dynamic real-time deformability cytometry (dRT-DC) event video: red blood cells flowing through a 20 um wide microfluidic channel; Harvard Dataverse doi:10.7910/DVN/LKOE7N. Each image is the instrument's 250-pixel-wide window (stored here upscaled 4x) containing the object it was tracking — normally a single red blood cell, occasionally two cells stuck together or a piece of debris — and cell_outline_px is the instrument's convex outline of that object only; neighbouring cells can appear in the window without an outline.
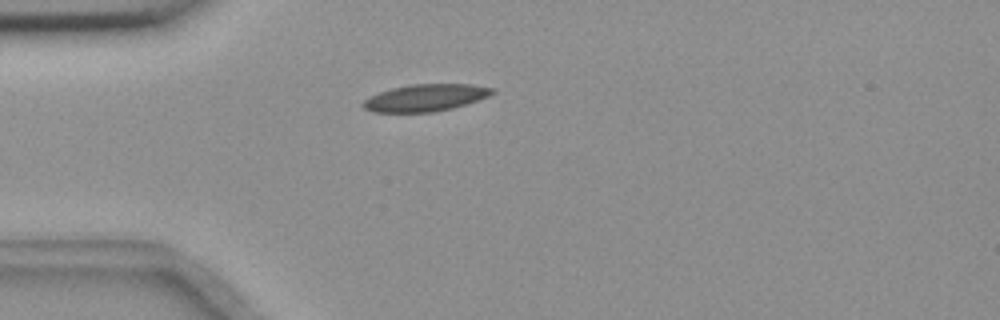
{"species": "common noctule bat (a hibernating species)", "species_latin": "Nyctalus noctula", "temperature_condition": "room temperature", "stored_images_in_passage": 35, "camera_frame_rate_fps": 3000, "um_per_image_px": 0.085, "animal": {"sex": "female", "body_mass_g": 18.4}, "frame": {"image": 1, "passage_image": 1, "time_ms": 0.0, "image_size_px": [1000, 320], "cell_outline_px": [[496, 92], [488, 96], [452, 108], [432, 112], [372, 112], [364, 108], [360, 104], [368, 96], [392, 88], [408, 84], [468, 84], [496, 88]], "centroid_in_image_um": [36.13, 8.3], "position_along_channel_um": 48.9, "area_um2": 20.35}}
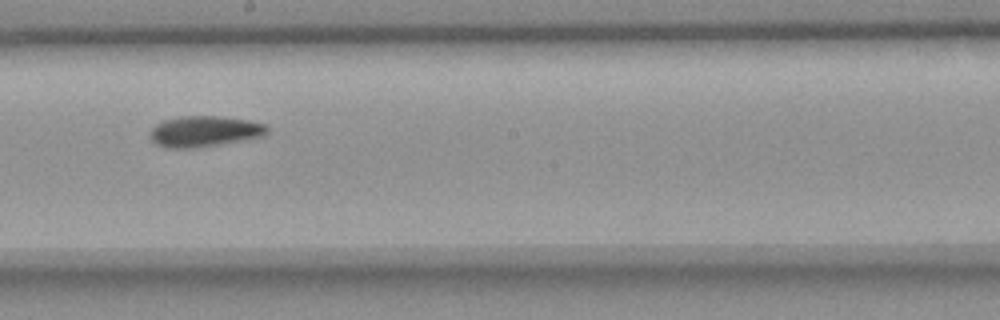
{"frame": {"image": 2, "passage_image": 17, "time_ms": 5.333, "image_size_px": [1000, 320], "cell_outline_px": [[268, 132], [260, 136], [216, 144], [188, 148], [168, 148], [156, 144], [148, 136], [152, 128], [156, 124], [164, 120], [180, 116], [216, 116], [248, 120], [264, 124], [268, 128]], "centroid_in_image_um": [17.3, 11.15], "position_along_channel_um": 230.9, "area_um2": 20.58}}
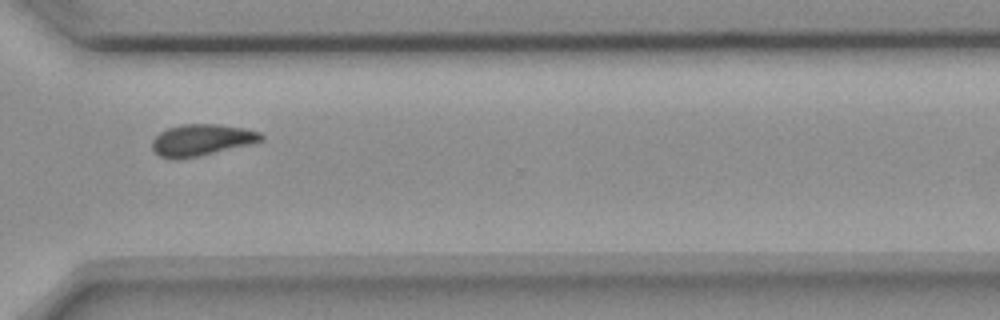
{"frame": {"image": 3, "passage_image": 27, "time_ms": 8.667, "image_size_px": [1000, 320], "cell_outline_px": [[264, 136], [260, 140], [248, 144], [196, 156], [160, 156], [152, 148], [152, 140], [160, 132], [168, 128], [180, 124], [216, 124], [244, 128], [260, 132]], "centroid_in_image_um": [17.13, 11.84], "position_along_channel_um": 353.5, "area_um2": 19.07}, "authors_computed_cell_mechanics": {"area_um2": 20.23, "velocity_mm_per_s": 3.6638, "shape_relaxation_time_tau1_ms": 9.2078, "shape_relaxation_time_tau2_ms": 8.9671, "deformation_change_tau1": 0.169, "deformation_change_tau2": 0.1251}}